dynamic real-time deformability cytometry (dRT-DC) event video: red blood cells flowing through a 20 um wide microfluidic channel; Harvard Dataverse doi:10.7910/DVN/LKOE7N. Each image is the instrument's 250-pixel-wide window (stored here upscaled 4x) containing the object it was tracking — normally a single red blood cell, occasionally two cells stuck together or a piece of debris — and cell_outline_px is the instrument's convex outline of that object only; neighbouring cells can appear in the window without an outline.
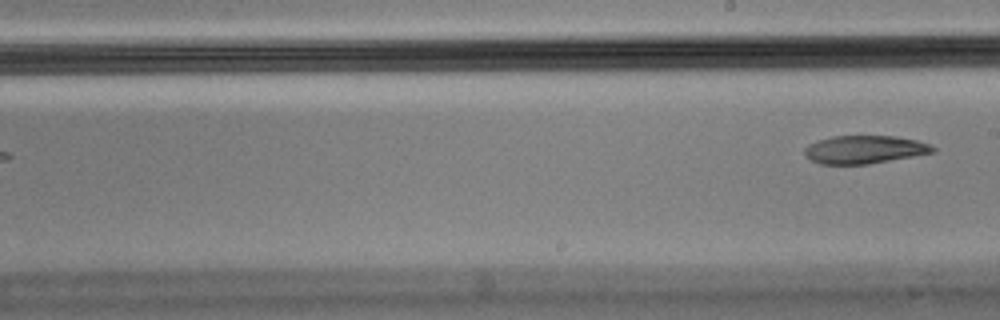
{"species": "Egyptian fruit bat (a non-hibernating species)", "species_latin": "Rousettus aegyptiacus", "temperature_condition": "cold", "stored_images_in_passage": 9, "segment_of_instrument_passage": [2, 2], "camera_frame_rate_fps": 3000, "um_per_image_px": 0.085, "animal": {"sex": "male"}, "frame": {"image": 1, "passage_image": 9, "time_ms": 2.667, "image_size_px": [1000, 320], "cell_outline_px": [[936, 152], [868, 164], [820, 164], [812, 160], [804, 152], [804, 148], [808, 144], [816, 140], [832, 136], [896, 136], [916, 140], [928, 144], [936, 148]], "centroid_in_image_um": [73.47, 12.7], "position_along_channel_um": 215.5, "area_um2": 20.92}}